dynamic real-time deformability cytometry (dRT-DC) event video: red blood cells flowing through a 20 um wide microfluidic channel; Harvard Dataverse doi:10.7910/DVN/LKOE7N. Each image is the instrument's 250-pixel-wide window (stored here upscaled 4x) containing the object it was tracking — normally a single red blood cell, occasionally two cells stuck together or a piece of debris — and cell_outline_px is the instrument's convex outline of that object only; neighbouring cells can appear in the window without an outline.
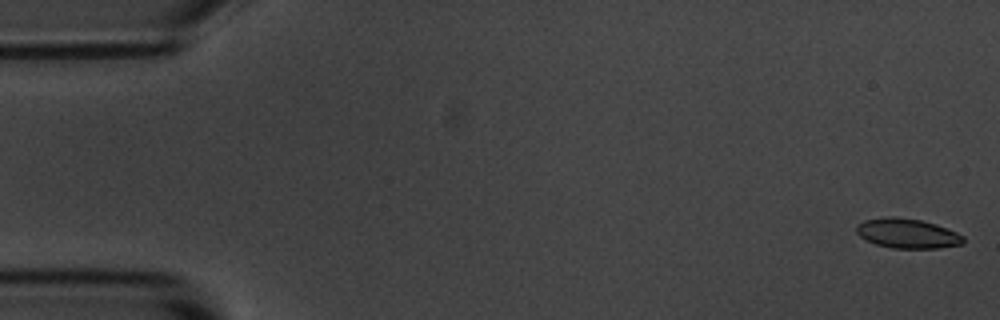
{"species": "common noctule bat (a hibernating species)", "species_latin": "Nyctalus noctula", "temperature_condition": "room temperature", "stored_images_in_passage": 55, "camera_frame_rate_fps": 3000, "um_per_image_px": 0.085, "animal": {"sex": "male", "body_mass_g": 20.1, "forearm_length_mm": 53.5}, "frame": {"image": 1, "passage_image": 1, "time_ms": 0.0, "image_size_px": [1000, 320], "cell_outline_px": [[964, 244], [936, 248], [892, 248], [876, 244], [864, 240], [856, 232], [856, 224], [864, 220], [888, 216], [896, 216], [920, 220], [936, 224], [956, 232], [964, 236]], "centroid_in_image_um": [77.1, 19.83], "position_along_channel_um": 7.9, "area_um2": 18.61}}
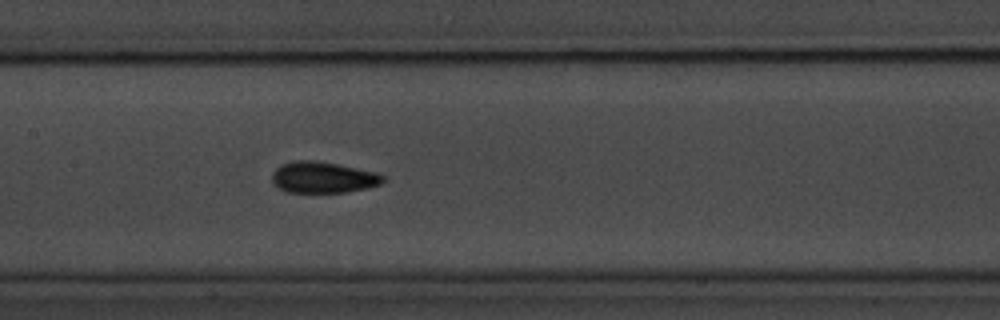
{"frame": {"image": 2, "passage_image": 26, "time_ms": 8.333, "image_size_px": [1000, 320], "cell_outline_px": [[384, 180], [380, 184], [368, 188], [348, 192], [288, 192], [272, 184], [272, 172], [280, 164], [300, 160], [312, 160], [336, 164], [380, 172], [384, 176]], "centroid_in_image_um": [27.47, 15.08], "position_along_channel_um": 179.9, "area_um2": 20.29}}
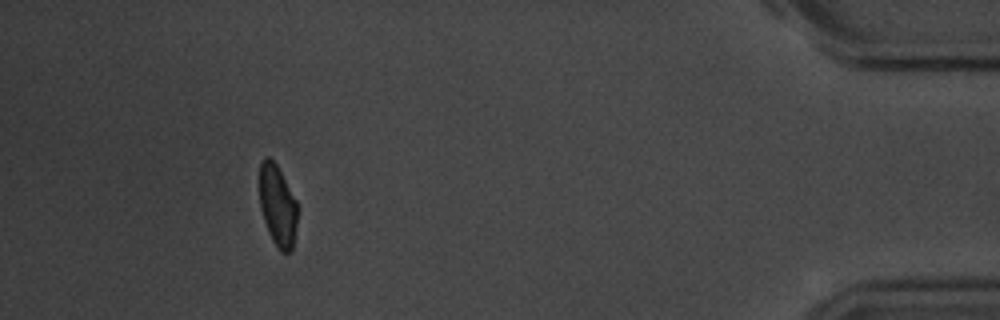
{"frame": {"image": 3, "passage_image": 50, "time_ms": 16.333, "image_size_px": [1000, 320], "cell_outline_px": [[296, 224], [292, 252], [280, 252], [272, 240], [268, 232], [260, 208], [260, 164], [264, 156], [268, 156], [276, 164], [296, 200]], "centroid_in_image_um": [23.58, 17.49], "position_along_channel_um": 411.6, "area_um2": 17.8}, "authors_computed_cell_mechanics": {"area_um2": 19.363, "velocity_mm_per_s": 3.6565, "shape_relaxation_time_tau1_ms": 2.2068, "shape_relaxation_time_tau2_ms": 3.038, "deformation_change_tau1": 0.09, "deformation_change_tau2": 0.0674}}